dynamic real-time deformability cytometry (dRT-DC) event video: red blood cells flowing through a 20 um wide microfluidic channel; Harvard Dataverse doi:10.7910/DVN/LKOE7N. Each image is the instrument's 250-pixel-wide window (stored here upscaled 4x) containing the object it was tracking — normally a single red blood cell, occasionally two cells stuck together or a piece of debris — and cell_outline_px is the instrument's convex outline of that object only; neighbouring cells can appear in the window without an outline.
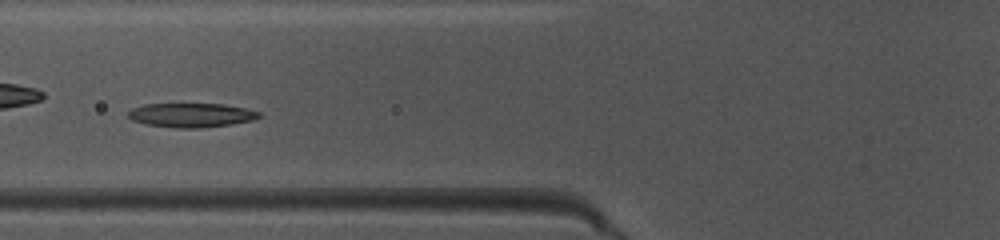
{"species": "common noctule bat (a hibernating species)", "species_latin": "Nyctalus noctula", "temperature_condition": "warm", "stored_images_in_passage": 37, "camera_frame_rate_fps": 3000, "um_per_image_px": 0.085, "animal": {"sex": "female", "body_mass_g": 10.0, "forearm_length_mm": 53.1}, "frame": {"image": 1, "passage_image": 7, "time_ms": 2.0, "image_size_px": [1000, 240], "cell_outline_px": [[264, 116], [252, 120], [232, 124], [200, 128], [176, 128], [148, 124], [132, 120], [128, 116], [128, 112], [132, 108], [144, 104], [224, 104], [244, 108], [260, 112]], "centroid_in_image_um": [16.29, 9.78], "position_along_channel_um": 109.5, "area_um2": 18.38}}
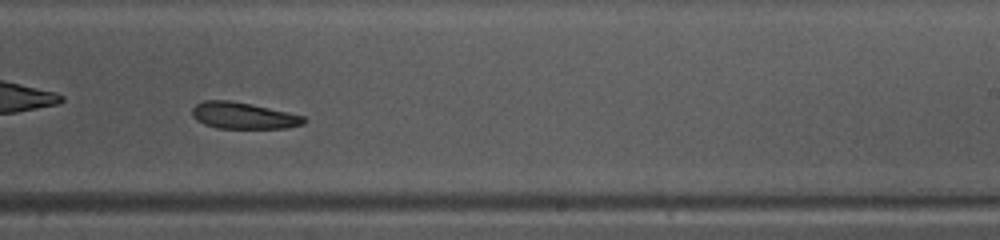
{"frame": {"image": 2, "passage_image": 19, "time_ms": 6.0, "image_size_px": [1000, 240], "cell_outline_px": [[308, 120], [304, 124], [288, 128], [216, 128], [204, 124], [196, 120], [192, 116], [192, 108], [196, 104], [204, 100], [228, 100], [252, 104], [288, 112], [304, 116]], "centroid_in_image_um": [20.69, 9.83], "position_along_channel_um": 268.3, "area_um2": 17.4}}
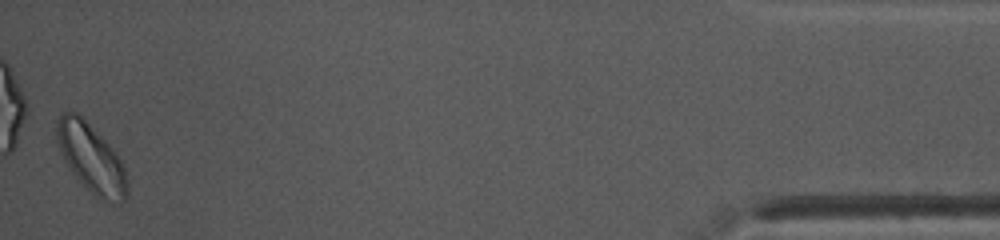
{"frame": {"image": 3, "passage_image": 37, "time_ms": 12.0, "image_size_px": [1000, 240], "cell_outline_px": [[128, 196], [120, 204], [112, 204], [100, 200], [68, 168], [56, 140], [56, 120], [60, 112], [76, 112], [116, 152], [124, 168], [128, 180]], "centroid_in_image_um": [7.77, 13.49], "position_along_channel_um": 427.4, "area_um2": 28.03}, "authors_computed_cell_mechanics": {"area_um2": 18.6116, "velocity_mm_per_s": 3.9686, "shape_relaxation_time_tau1_ms": 5.0014, "shape_relaxation_time_tau2_ms": 5.1874, "deformation_change_tau1": 0.1223, "deformation_change_tau2": 0.1166}}